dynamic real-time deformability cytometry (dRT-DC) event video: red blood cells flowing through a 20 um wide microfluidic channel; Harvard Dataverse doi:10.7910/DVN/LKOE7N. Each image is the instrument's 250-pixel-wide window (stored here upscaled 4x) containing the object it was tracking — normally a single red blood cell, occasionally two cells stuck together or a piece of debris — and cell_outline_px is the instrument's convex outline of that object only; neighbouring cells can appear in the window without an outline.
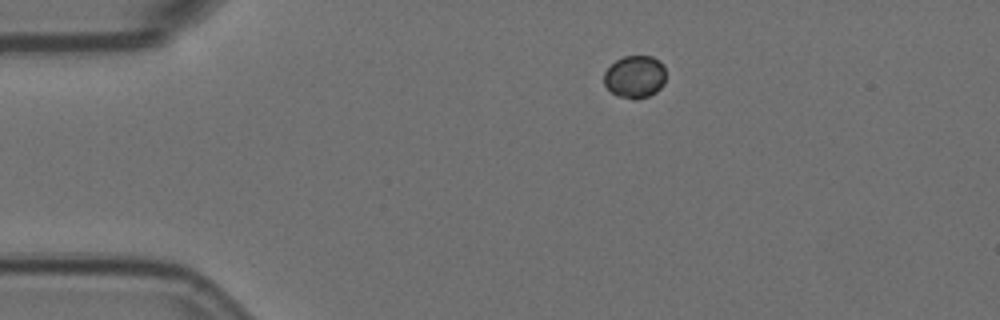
{"species": "Egyptian fruit bat (a non-hibernating species)", "species_latin": "Rousettus aegyptiacus", "temperature_condition": "room temperature", "stored_images_in_passage": 8, "camera_frame_rate_fps": 3000, "um_per_image_px": 0.085, "animal": {"sex": "female"}, "frame": {"image": 1, "passage_image": 1, "time_ms": 0.0, "image_size_px": [1000, 320], "cell_outline_px": [[664, 84], [656, 92], [648, 96], [616, 96], [604, 84], [604, 72], [616, 60], [624, 56], [652, 56], [660, 60], [664, 64]], "centroid_in_image_um": [53.98, 6.47], "position_along_channel_um": 31.0, "area_um2": 14.97}}
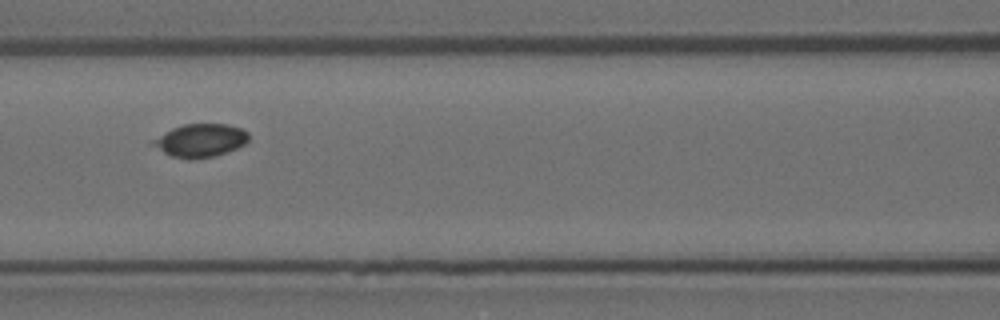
{"frame": {"image": 2, "passage_image": 5, "time_ms": 1.333, "image_size_px": [1000, 320], "cell_outline_px": [[248, 140], [244, 144], [236, 148], [212, 156], [188, 160], [172, 156], [148, 144], [152, 140], [172, 128], [184, 124], [228, 124], [240, 128], [248, 132]], "centroid_in_image_um": [17.0, 11.93], "position_along_channel_um": 149.6, "area_um2": 18.32}}
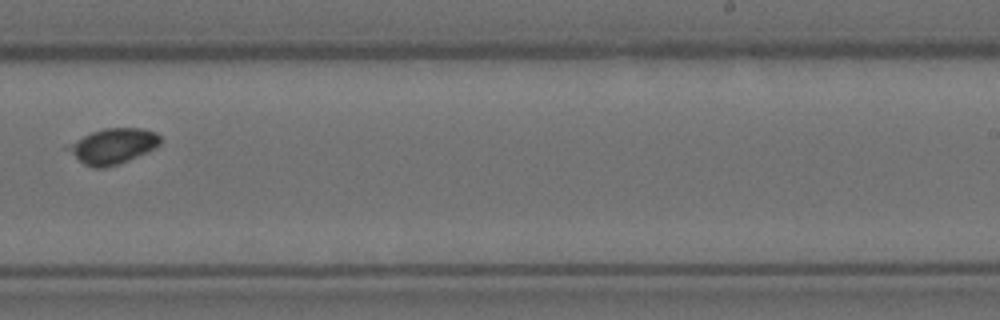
{"frame": {"image": 3, "passage_image": 8, "time_ms": 2.333, "image_size_px": [1000, 320], "cell_outline_px": [[160, 144], [156, 148], [128, 160], [104, 168], [92, 168], [84, 164], [64, 148], [84, 136], [92, 132], [104, 128], [144, 128], [156, 132], [160, 136]], "centroid_in_image_um": [9.62, 12.41], "position_along_channel_um": 279.4, "area_um2": 18.84}}